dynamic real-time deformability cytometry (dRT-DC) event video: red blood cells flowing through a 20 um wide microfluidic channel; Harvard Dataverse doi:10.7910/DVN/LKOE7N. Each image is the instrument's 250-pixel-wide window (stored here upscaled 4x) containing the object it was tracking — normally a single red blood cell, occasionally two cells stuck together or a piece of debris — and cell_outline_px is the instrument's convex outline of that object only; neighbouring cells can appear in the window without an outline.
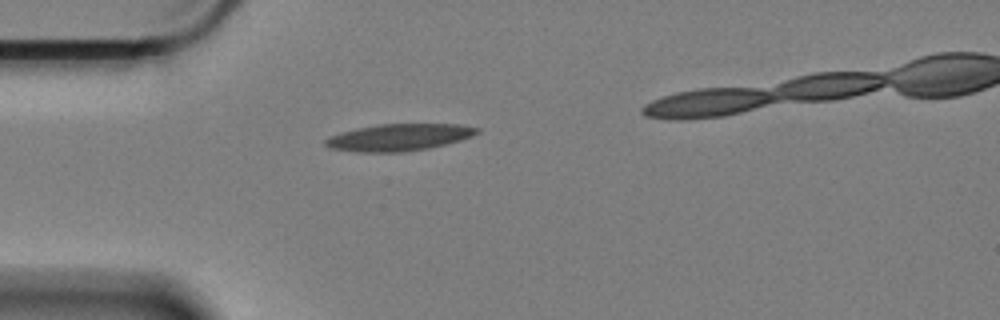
{"species": "Egyptian fruit bat (a non-hibernating species)", "species_latin": "Rousettus aegyptiacus", "temperature_condition": "cold", "stored_images_in_passage": 37, "camera_frame_rate_fps": 3000, "um_per_image_px": 0.085, "animal": {"sex": "female"}, "frame": {"image": 1, "passage_image": 1, "time_ms": 0.0, "image_size_px": [1000, 320], "cell_outline_px": [[480, 132], [472, 136], [448, 144], [428, 148], [400, 152], [360, 152], [328, 148], [324, 144], [324, 140], [328, 136], [340, 132], [356, 128], [376, 124], [460, 124], [480, 128]], "centroid_in_image_um": [33.89, 11.67], "position_along_channel_um": 51.1, "area_um2": 23.99}}
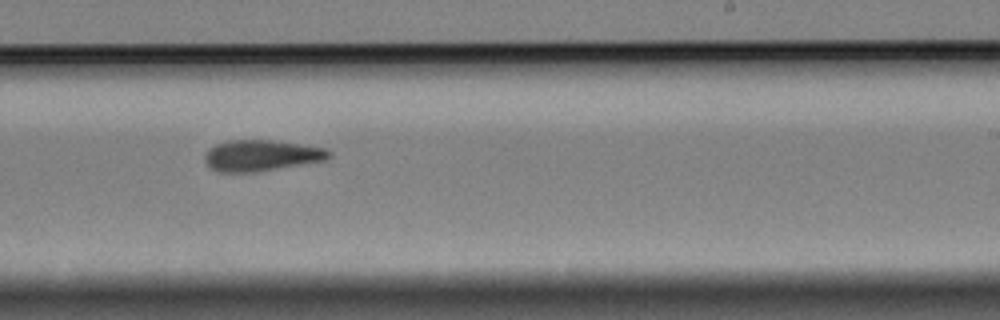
{"frame": {"image": 2, "passage_image": 21, "time_ms": 6.667, "image_size_px": [1000, 320], "cell_outline_px": [[332, 156], [328, 160], [256, 172], [216, 172], [204, 160], [204, 156], [208, 148], [216, 144], [228, 140], [272, 140], [300, 144], [324, 148], [332, 152]], "centroid_in_image_um": [22.22, 13.22], "position_along_channel_um": 266.8, "area_um2": 22.66}}
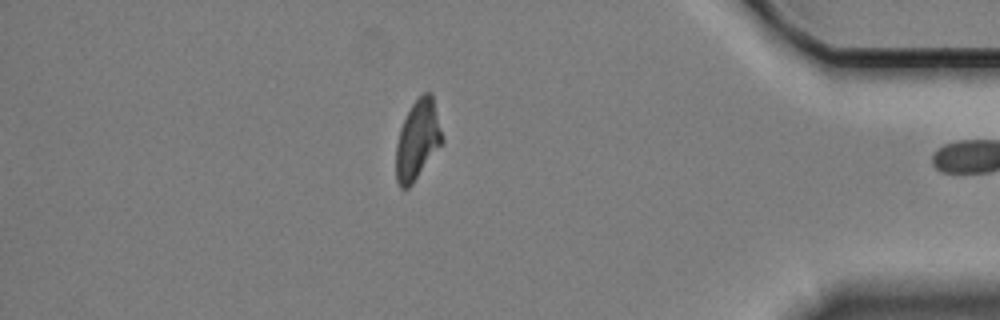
{"frame": {"image": 3, "passage_image": 36, "time_ms": 11.667, "image_size_px": [1000, 320], "cell_outline_px": [[444, 140], [412, 184], [408, 188], [400, 188], [396, 180], [396, 144], [400, 128], [412, 104], [424, 92], [432, 92], [444, 136]], "centroid_in_image_um": [35.51, 11.87], "position_along_channel_um": 399.7, "area_um2": 21.33}}